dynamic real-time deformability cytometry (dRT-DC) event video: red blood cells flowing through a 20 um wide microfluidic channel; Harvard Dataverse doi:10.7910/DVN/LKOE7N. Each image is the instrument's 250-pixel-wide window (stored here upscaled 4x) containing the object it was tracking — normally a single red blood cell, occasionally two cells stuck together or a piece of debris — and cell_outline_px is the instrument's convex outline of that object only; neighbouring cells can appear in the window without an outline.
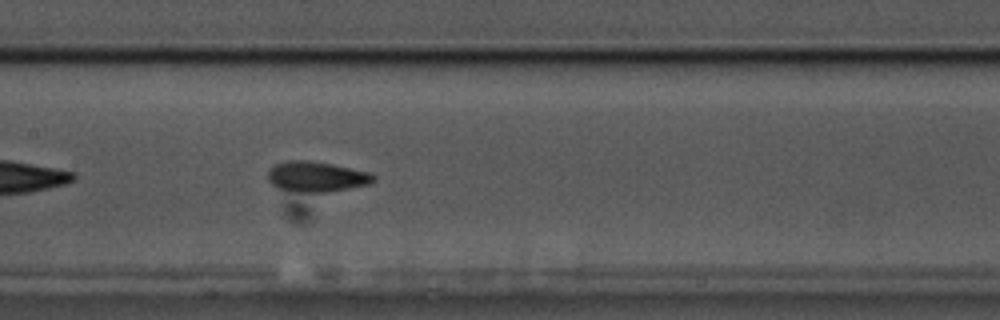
{"species": "common noctule bat (a hibernating species)", "species_latin": "Nyctalus noctula", "temperature_condition": "cold", "stored_images_in_passage": 43, "camera_frame_rate_fps": 3000, "um_per_image_px": 0.085, "animal": {"sex": "male", "body_mass_g": 17.5, "forearm_length_mm": 52.3}, "frame": {"image": 1, "passage_image": 13, "time_ms": 4.0, "image_size_px": [1000, 320], "cell_outline_px": [[376, 180], [368, 184], [328, 192], [304, 192], [280, 188], [272, 184], [268, 180], [268, 172], [276, 164], [288, 160], [308, 160], [332, 164], [368, 172], [376, 176]], "centroid_in_image_um": [26.91, 15.01], "position_along_channel_um": 180.5, "area_um2": 18.38}, "authors_computed_cell_mechanics": {"area_um2": 17.8602, "velocity_mm_per_s": 3.4584, "shape_relaxation_time_tau1_ms": 6.5401, "shape_relaxation_time_tau2_ms": 3.1819, "deformation_change_tau1": 0.1587, "deformation_change_tau2": 0.0792}}